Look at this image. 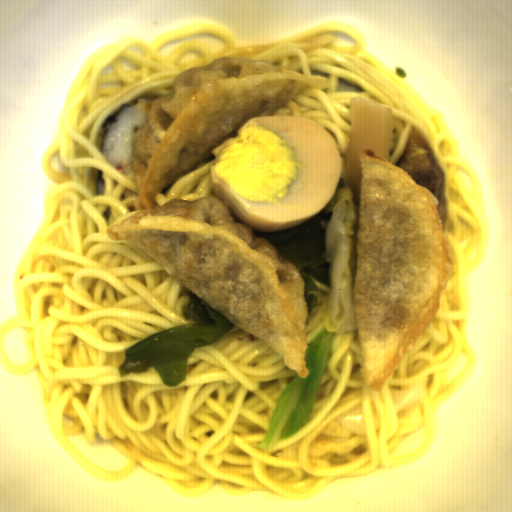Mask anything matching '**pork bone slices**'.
I'll return each mask as SVG.
<instances>
[{
	"label": "pork bone slices",
	"mask_w": 512,
	"mask_h": 512,
	"mask_svg": "<svg viewBox=\"0 0 512 512\" xmlns=\"http://www.w3.org/2000/svg\"><path fill=\"white\" fill-rule=\"evenodd\" d=\"M397 166L406 171L415 184L429 189L437 198L436 208L443 230L447 215L445 173L429 141L418 129L408 131Z\"/></svg>",
	"instance_id": "pork-bone-slices-1"
}]
</instances>
